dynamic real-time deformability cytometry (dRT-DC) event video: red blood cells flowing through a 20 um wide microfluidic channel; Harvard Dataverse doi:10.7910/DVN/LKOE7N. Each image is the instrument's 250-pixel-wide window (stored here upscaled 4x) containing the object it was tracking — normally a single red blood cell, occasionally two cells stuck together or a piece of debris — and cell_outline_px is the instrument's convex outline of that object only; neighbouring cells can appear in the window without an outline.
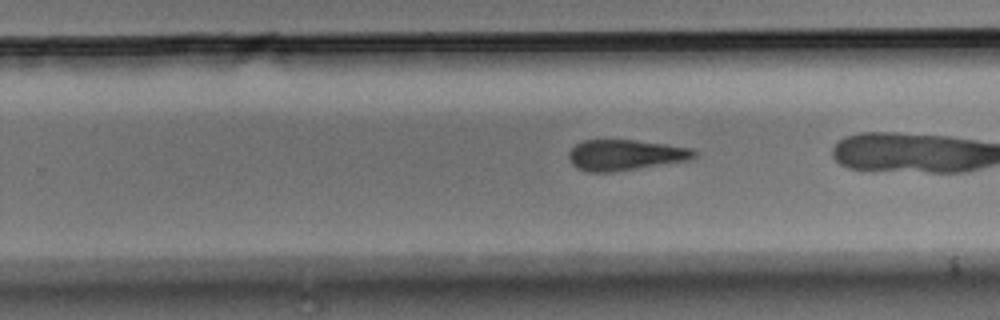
{"species": "Egyptian fruit bat (a non-hibernating species)", "species_latin": "Rousettus aegyptiacus", "temperature_condition": "room temperature", "stored_images_in_passage": 28, "camera_frame_rate_fps": 3000, "um_per_image_px": 0.085, "animal": {"sex": "male"}, "frame": {"image": 1, "passage_image": 20, "time_ms": 6.333, "image_size_px": [1000, 320], "cell_outline_px": [[696, 156], [692, 160], [612, 172], [588, 172], [576, 168], [572, 164], [568, 156], [568, 152], [576, 144], [584, 140], [636, 140], [692, 148], [696, 152]], "centroid_in_image_um": [53.15, 13.18], "position_along_channel_um": 276.6, "area_um2": 22.54}}